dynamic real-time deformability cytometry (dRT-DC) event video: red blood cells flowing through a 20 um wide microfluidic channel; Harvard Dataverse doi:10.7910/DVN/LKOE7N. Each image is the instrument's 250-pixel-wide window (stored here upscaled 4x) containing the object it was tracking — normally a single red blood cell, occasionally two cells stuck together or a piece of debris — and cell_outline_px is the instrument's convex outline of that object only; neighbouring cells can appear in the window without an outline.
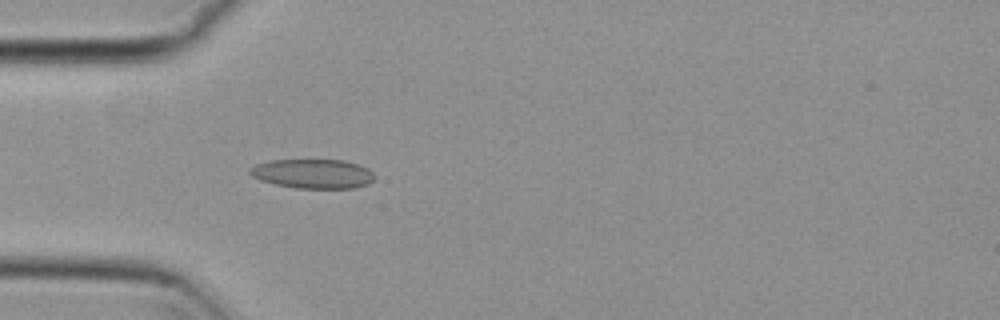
{"species": "common noctule bat (a hibernating species)", "species_latin": "Nyctalus noctula", "temperature_condition": "cold", "stored_images_in_passage": 10, "camera_frame_rate_fps": 3000, "um_per_image_px": 0.085, "animal": {"sex": "female", "body_mass_g": 29.2, "forearm_length_mm": 56.3}, "frame": {"image": 1, "passage_image": 6, "time_ms": 1.667, "image_size_px": [1000, 320], "cell_outline_px": [[372, 180], [368, 184], [356, 188], [296, 188], [276, 184], [260, 180], [252, 176], [248, 172], [248, 168], [256, 164], [272, 160], [344, 160], [368, 168], [372, 172]], "centroid_in_image_um": [26.56, 14.77], "position_along_channel_um": 58.4, "area_um2": 21.21}}
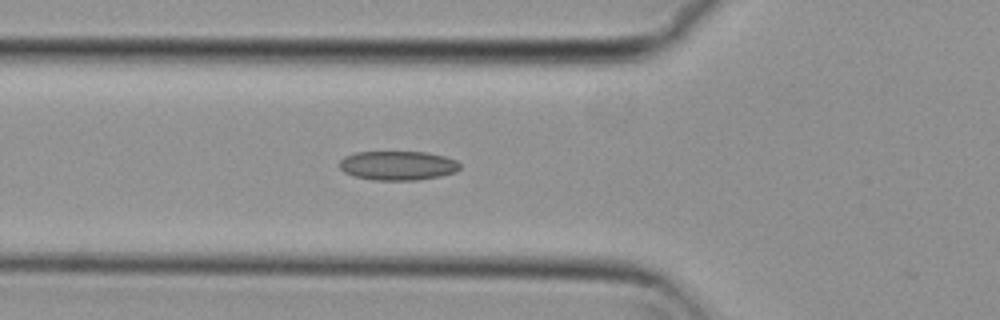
{"frame": {"image": 2, "passage_image": 9, "time_ms": 2.667, "image_size_px": [1000, 320], "cell_outline_px": [[460, 168], [456, 172], [440, 176], [416, 180], [372, 180], [352, 176], [344, 172], [340, 168], [340, 160], [344, 156], [356, 152], [428, 152], [444, 156], [456, 160], [460, 164]], "centroid_in_image_um": [33.8, 14.07], "position_along_channel_um": 92.0, "area_um2": 20.63}}